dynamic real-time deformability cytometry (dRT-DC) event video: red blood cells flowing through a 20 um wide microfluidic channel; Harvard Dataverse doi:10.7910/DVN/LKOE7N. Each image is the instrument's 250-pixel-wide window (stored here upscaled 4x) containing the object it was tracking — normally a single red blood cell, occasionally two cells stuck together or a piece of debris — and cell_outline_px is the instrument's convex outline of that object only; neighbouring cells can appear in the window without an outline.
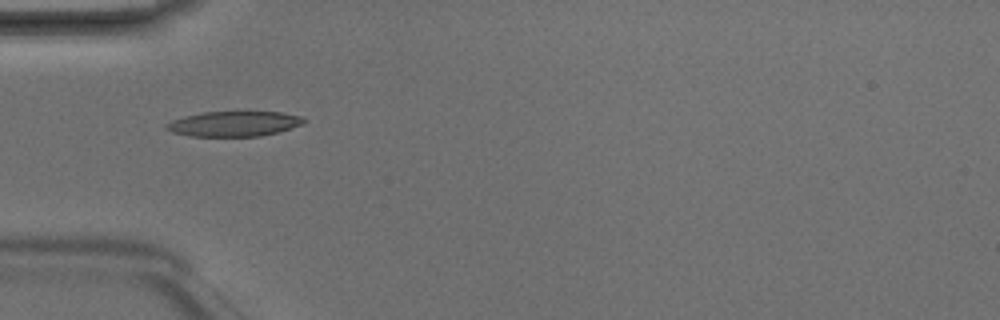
{"species": "Egyptian fruit bat (a non-hibernating species)", "species_latin": "Rousettus aegyptiacus", "temperature_condition": "room temperature", "stored_images_in_passage": 2, "camera_frame_rate_fps": 3000, "um_per_image_px": 0.085, "animal": {"sex": "male"}, "frame": {"image": 1, "passage_image": 1, "time_ms": 0.0, "image_size_px": [1000, 320], "cell_outline_px": [[308, 120], [304, 124], [292, 128], [260, 136], [192, 136], [172, 132], [164, 128], [164, 124], [172, 120], [184, 116], [204, 112], [280, 112], [304, 116]], "centroid_in_image_um": [19.92, 10.52], "position_along_channel_um": 65.1, "area_um2": 20.23}}